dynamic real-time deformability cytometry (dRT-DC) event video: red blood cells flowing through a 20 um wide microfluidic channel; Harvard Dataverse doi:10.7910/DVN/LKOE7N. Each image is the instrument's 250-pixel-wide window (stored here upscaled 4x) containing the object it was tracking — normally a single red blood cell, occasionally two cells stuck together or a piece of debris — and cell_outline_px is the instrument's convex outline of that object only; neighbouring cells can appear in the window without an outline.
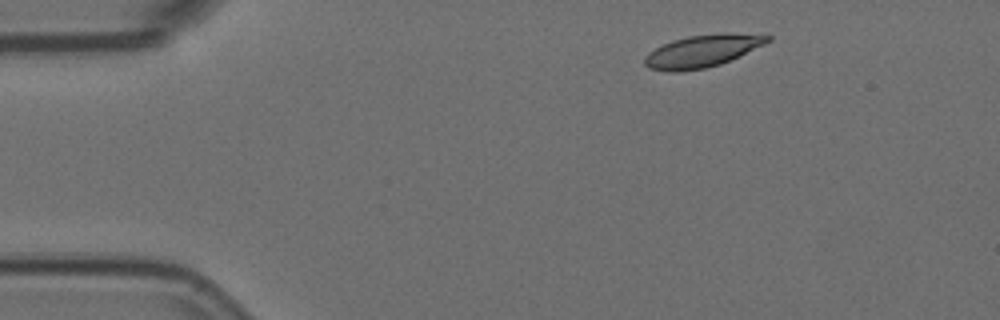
{"species": "Egyptian fruit bat (a non-hibernating species)", "species_latin": "Rousettus aegyptiacus", "temperature_condition": "room temperature", "stored_images_in_passage": 3, "camera_frame_rate_fps": 3000, "um_per_image_px": 0.085, "animal": {"sex": "female"}, "frame": {"image": 1, "passage_image": 2, "time_ms": 0.333, "image_size_px": [1000, 320], "cell_outline_px": [[772, 40], [764, 44], [720, 64], [704, 68], [680, 72], [668, 72], [648, 68], [644, 64], [644, 56], [648, 52], [672, 40], [688, 36], [724, 32], [728, 32], [772, 36]], "centroid_in_image_um": [59.66, 4.33], "position_along_channel_um": 25.3, "area_um2": 23.12}}